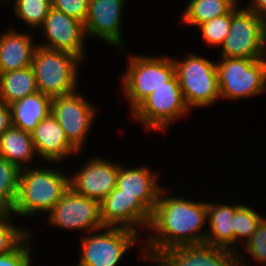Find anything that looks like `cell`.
<instances>
[{
	"mask_svg": "<svg viewBox=\"0 0 266 266\" xmlns=\"http://www.w3.org/2000/svg\"><path fill=\"white\" fill-rule=\"evenodd\" d=\"M32 237L31 233L15 250L0 255V266H30L34 261Z\"/></svg>",
	"mask_w": 266,
	"mask_h": 266,
	"instance_id": "31",
	"label": "cell"
},
{
	"mask_svg": "<svg viewBox=\"0 0 266 266\" xmlns=\"http://www.w3.org/2000/svg\"><path fill=\"white\" fill-rule=\"evenodd\" d=\"M12 126L9 105L0 101V136Z\"/></svg>",
	"mask_w": 266,
	"mask_h": 266,
	"instance_id": "33",
	"label": "cell"
},
{
	"mask_svg": "<svg viewBox=\"0 0 266 266\" xmlns=\"http://www.w3.org/2000/svg\"><path fill=\"white\" fill-rule=\"evenodd\" d=\"M32 141L42 163H59L81 152L68 140L65 131L50 113L31 132Z\"/></svg>",
	"mask_w": 266,
	"mask_h": 266,
	"instance_id": "17",
	"label": "cell"
},
{
	"mask_svg": "<svg viewBox=\"0 0 266 266\" xmlns=\"http://www.w3.org/2000/svg\"><path fill=\"white\" fill-rule=\"evenodd\" d=\"M10 1L18 20L37 31L52 8L51 0H6L5 3H11Z\"/></svg>",
	"mask_w": 266,
	"mask_h": 266,
	"instance_id": "26",
	"label": "cell"
},
{
	"mask_svg": "<svg viewBox=\"0 0 266 266\" xmlns=\"http://www.w3.org/2000/svg\"><path fill=\"white\" fill-rule=\"evenodd\" d=\"M143 260H145L146 262H148L149 264H153V266L155 265V266H162L161 265V263L157 260V259H155V258H150V257H146V256H144L143 258H142V261Z\"/></svg>",
	"mask_w": 266,
	"mask_h": 266,
	"instance_id": "35",
	"label": "cell"
},
{
	"mask_svg": "<svg viewBox=\"0 0 266 266\" xmlns=\"http://www.w3.org/2000/svg\"><path fill=\"white\" fill-rule=\"evenodd\" d=\"M89 158L69 175V186L75 193L101 202L116 188L121 163L96 155Z\"/></svg>",
	"mask_w": 266,
	"mask_h": 266,
	"instance_id": "14",
	"label": "cell"
},
{
	"mask_svg": "<svg viewBox=\"0 0 266 266\" xmlns=\"http://www.w3.org/2000/svg\"><path fill=\"white\" fill-rule=\"evenodd\" d=\"M34 34L23 30L20 32L12 24L0 33V74L32 66L38 47Z\"/></svg>",
	"mask_w": 266,
	"mask_h": 266,
	"instance_id": "19",
	"label": "cell"
},
{
	"mask_svg": "<svg viewBox=\"0 0 266 266\" xmlns=\"http://www.w3.org/2000/svg\"><path fill=\"white\" fill-rule=\"evenodd\" d=\"M127 1L89 0L88 14L83 24L87 40L96 38L114 49H125L122 17Z\"/></svg>",
	"mask_w": 266,
	"mask_h": 266,
	"instance_id": "12",
	"label": "cell"
},
{
	"mask_svg": "<svg viewBox=\"0 0 266 266\" xmlns=\"http://www.w3.org/2000/svg\"><path fill=\"white\" fill-rule=\"evenodd\" d=\"M241 0H188L181 13V24L198 27L215 17L229 13Z\"/></svg>",
	"mask_w": 266,
	"mask_h": 266,
	"instance_id": "24",
	"label": "cell"
},
{
	"mask_svg": "<svg viewBox=\"0 0 266 266\" xmlns=\"http://www.w3.org/2000/svg\"><path fill=\"white\" fill-rule=\"evenodd\" d=\"M38 92L32 66L0 74V101L7 105Z\"/></svg>",
	"mask_w": 266,
	"mask_h": 266,
	"instance_id": "23",
	"label": "cell"
},
{
	"mask_svg": "<svg viewBox=\"0 0 266 266\" xmlns=\"http://www.w3.org/2000/svg\"><path fill=\"white\" fill-rule=\"evenodd\" d=\"M79 241L80 255L76 266H118L136 244L137 246L141 244L140 258L145 256L143 237L127 228L104 226L80 236Z\"/></svg>",
	"mask_w": 266,
	"mask_h": 266,
	"instance_id": "6",
	"label": "cell"
},
{
	"mask_svg": "<svg viewBox=\"0 0 266 266\" xmlns=\"http://www.w3.org/2000/svg\"><path fill=\"white\" fill-rule=\"evenodd\" d=\"M260 18H266V0H249L248 3L244 4Z\"/></svg>",
	"mask_w": 266,
	"mask_h": 266,
	"instance_id": "34",
	"label": "cell"
},
{
	"mask_svg": "<svg viewBox=\"0 0 266 266\" xmlns=\"http://www.w3.org/2000/svg\"><path fill=\"white\" fill-rule=\"evenodd\" d=\"M218 58L216 70L221 100L236 102L256 97L266 91V57Z\"/></svg>",
	"mask_w": 266,
	"mask_h": 266,
	"instance_id": "7",
	"label": "cell"
},
{
	"mask_svg": "<svg viewBox=\"0 0 266 266\" xmlns=\"http://www.w3.org/2000/svg\"><path fill=\"white\" fill-rule=\"evenodd\" d=\"M170 191L165 186L160 192L146 236H142L146 257L156 258L163 250L172 247L205 243L207 200H192Z\"/></svg>",
	"mask_w": 266,
	"mask_h": 266,
	"instance_id": "1",
	"label": "cell"
},
{
	"mask_svg": "<svg viewBox=\"0 0 266 266\" xmlns=\"http://www.w3.org/2000/svg\"><path fill=\"white\" fill-rule=\"evenodd\" d=\"M21 170L17 199L10 210L15 217L24 219L46 215L69 189V172L65 174L57 163L42 167L40 163Z\"/></svg>",
	"mask_w": 266,
	"mask_h": 266,
	"instance_id": "2",
	"label": "cell"
},
{
	"mask_svg": "<svg viewBox=\"0 0 266 266\" xmlns=\"http://www.w3.org/2000/svg\"><path fill=\"white\" fill-rule=\"evenodd\" d=\"M80 91L78 89L71 94L52 98L51 113L65 131L68 140L82 152L99 110Z\"/></svg>",
	"mask_w": 266,
	"mask_h": 266,
	"instance_id": "10",
	"label": "cell"
},
{
	"mask_svg": "<svg viewBox=\"0 0 266 266\" xmlns=\"http://www.w3.org/2000/svg\"><path fill=\"white\" fill-rule=\"evenodd\" d=\"M82 63L85 65L72 53L38 45L32 60L38 91L51 98L76 92Z\"/></svg>",
	"mask_w": 266,
	"mask_h": 266,
	"instance_id": "4",
	"label": "cell"
},
{
	"mask_svg": "<svg viewBox=\"0 0 266 266\" xmlns=\"http://www.w3.org/2000/svg\"><path fill=\"white\" fill-rule=\"evenodd\" d=\"M49 226L81 233L104 227L100 215V202L75 193L70 187L60 201L45 215ZM85 232V233H84Z\"/></svg>",
	"mask_w": 266,
	"mask_h": 266,
	"instance_id": "11",
	"label": "cell"
},
{
	"mask_svg": "<svg viewBox=\"0 0 266 266\" xmlns=\"http://www.w3.org/2000/svg\"><path fill=\"white\" fill-rule=\"evenodd\" d=\"M127 52V66L120 80L124 100L132 112L151 92L155 91L175 76L173 56H151Z\"/></svg>",
	"mask_w": 266,
	"mask_h": 266,
	"instance_id": "3",
	"label": "cell"
},
{
	"mask_svg": "<svg viewBox=\"0 0 266 266\" xmlns=\"http://www.w3.org/2000/svg\"><path fill=\"white\" fill-rule=\"evenodd\" d=\"M39 30L43 37L39 46L72 53L85 62L89 43L81 21L52 7Z\"/></svg>",
	"mask_w": 266,
	"mask_h": 266,
	"instance_id": "13",
	"label": "cell"
},
{
	"mask_svg": "<svg viewBox=\"0 0 266 266\" xmlns=\"http://www.w3.org/2000/svg\"><path fill=\"white\" fill-rule=\"evenodd\" d=\"M0 2H1V3H4V5H5L6 0H0Z\"/></svg>",
	"mask_w": 266,
	"mask_h": 266,
	"instance_id": "37",
	"label": "cell"
},
{
	"mask_svg": "<svg viewBox=\"0 0 266 266\" xmlns=\"http://www.w3.org/2000/svg\"><path fill=\"white\" fill-rule=\"evenodd\" d=\"M100 215L104 226L127 228L141 236L145 231V236L152 212L137 197L115 188L100 202Z\"/></svg>",
	"mask_w": 266,
	"mask_h": 266,
	"instance_id": "15",
	"label": "cell"
},
{
	"mask_svg": "<svg viewBox=\"0 0 266 266\" xmlns=\"http://www.w3.org/2000/svg\"><path fill=\"white\" fill-rule=\"evenodd\" d=\"M52 7L84 24L88 14L89 0H51Z\"/></svg>",
	"mask_w": 266,
	"mask_h": 266,
	"instance_id": "32",
	"label": "cell"
},
{
	"mask_svg": "<svg viewBox=\"0 0 266 266\" xmlns=\"http://www.w3.org/2000/svg\"><path fill=\"white\" fill-rule=\"evenodd\" d=\"M186 53L182 59L173 56V61L184 101L192 112L194 108L210 107L221 98L215 59Z\"/></svg>",
	"mask_w": 266,
	"mask_h": 266,
	"instance_id": "5",
	"label": "cell"
},
{
	"mask_svg": "<svg viewBox=\"0 0 266 266\" xmlns=\"http://www.w3.org/2000/svg\"><path fill=\"white\" fill-rule=\"evenodd\" d=\"M155 259L162 266H235L237 253L204 243L172 247L163 250Z\"/></svg>",
	"mask_w": 266,
	"mask_h": 266,
	"instance_id": "16",
	"label": "cell"
},
{
	"mask_svg": "<svg viewBox=\"0 0 266 266\" xmlns=\"http://www.w3.org/2000/svg\"><path fill=\"white\" fill-rule=\"evenodd\" d=\"M190 113L175 75L164 86L151 92L130 114L141 124L142 129L165 133L177 120Z\"/></svg>",
	"mask_w": 266,
	"mask_h": 266,
	"instance_id": "8",
	"label": "cell"
},
{
	"mask_svg": "<svg viewBox=\"0 0 266 266\" xmlns=\"http://www.w3.org/2000/svg\"><path fill=\"white\" fill-rule=\"evenodd\" d=\"M15 216L6 210H0V255L15 250L31 233L29 228L17 226Z\"/></svg>",
	"mask_w": 266,
	"mask_h": 266,
	"instance_id": "28",
	"label": "cell"
},
{
	"mask_svg": "<svg viewBox=\"0 0 266 266\" xmlns=\"http://www.w3.org/2000/svg\"><path fill=\"white\" fill-rule=\"evenodd\" d=\"M242 248L245 251L244 253L247 254L245 256L240 252L237 253V264L239 266H251L248 264L249 260L247 261V258H245L247 256H252V260L255 259L257 265H266V216L260 221L255 233Z\"/></svg>",
	"mask_w": 266,
	"mask_h": 266,
	"instance_id": "29",
	"label": "cell"
},
{
	"mask_svg": "<svg viewBox=\"0 0 266 266\" xmlns=\"http://www.w3.org/2000/svg\"><path fill=\"white\" fill-rule=\"evenodd\" d=\"M233 8L230 29L220 46L219 57L261 59L264 49L263 19L246 5Z\"/></svg>",
	"mask_w": 266,
	"mask_h": 266,
	"instance_id": "9",
	"label": "cell"
},
{
	"mask_svg": "<svg viewBox=\"0 0 266 266\" xmlns=\"http://www.w3.org/2000/svg\"><path fill=\"white\" fill-rule=\"evenodd\" d=\"M52 98L36 92L9 105L12 126L31 133L51 113Z\"/></svg>",
	"mask_w": 266,
	"mask_h": 266,
	"instance_id": "21",
	"label": "cell"
},
{
	"mask_svg": "<svg viewBox=\"0 0 266 266\" xmlns=\"http://www.w3.org/2000/svg\"><path fill=\"white\" fill-rule=\"evenodd\" d=\"M230 202L214 203V201L207 200L208 226L205 243L234 251L233 217L242 205V201L238 202L233 199Z\"/></svg>",
	"mask_w": 266,
	"mask_h": 266,
	"instance_id": "20",
	"label": "cell"
},
{
	"mask_svg": "<svg viewBox=\"0 0 266 266\" xmlns=\"http://www.w3.org/2000/svg\"><path fill=\"white\" fill-rule=\"evenodd\" d=\"M264 49L266 54V18L263 19Z\"/></svg>",
	"mask_w": 266,
	"mask_h": 266,
	"instance_id": "36",
	"label": "cell"
},
{
	"mask_svg": "<svg viewBox=\"0 0 266 266\" xmlns=\"http://www.w3.org/2000/svg\"><path fill=\"white\" fill-rule=\"evenodd\" d=\"M21 169L0 157V210L10 211L14 206L20 181Z\"/></svg>",
	"mask_w": 266,
	"mask_h": 266,
	"instance_id": "27",
	"label": "cell"
},
{
	"mask_svg": "<svg viewBox=\"0 0 266 266\" xmlns=\"http://www.w3.org/2000/svg\"><path fill=\"white\" fill-rule=\"evenodd\" d=\"M0 157L21 170L35 166L38 159L31 133L11 126L0 136ZM36 158V159H35Z\"/></svg>",
	"mask_w": 266,
	"mask_h": 266,
	"instance_id": "22",
	"label": "cell"
},
{
	"mask_svg": "<svg viewBox=\"0 0 266 266\" xmlns=\"http://www.w3.org/2000/svg\"><path fill=\"white\" fill-rule=\"evenodd\" d=\"M232 16L233 9L229 13L215 17L197 27L206 46L220 48L228 35Z\"/></svg>",
	"mask_w": 266,
	"mask_h": 266,
	"instance_id": "30",
	"label": "cell"
},
{
	"mask_svg": "<svg viewBox=\"0 0 266 266\" xmlns=\"http://www.w3.org/2000/svg\"><path fill=\"white\" fill-rule=\"evenodd\" d=\"M123 164L119 169L116 188L120 189L121 193L137 197L153 212L160 192L164 188L159 184L160 173L156 174L154 169L147 167V164L144 166L134 165V167H125Z\"/></svg>",
	"mask_w": 266,
	"mask_h": 266,
	"instance_id": "18",
	"label": "cell"
},
{
	"mask_svg": "<svg viewBox=\"0 0 266 266\" xmlns=\"http://www.w3.org/2000/svg\"><path fill=\"white\" fill-rule=\"evenodd\" d=\"M264 217L257 209L244 204L243 201L233 217L234 252H241L238 246L242 243L241 247H243L250 240Z\"/></svg>",
	"mask_w": 266,
	"mask_h": 266,
	"instance_id": "25",
	"label": "cell"
}]
</instances>
